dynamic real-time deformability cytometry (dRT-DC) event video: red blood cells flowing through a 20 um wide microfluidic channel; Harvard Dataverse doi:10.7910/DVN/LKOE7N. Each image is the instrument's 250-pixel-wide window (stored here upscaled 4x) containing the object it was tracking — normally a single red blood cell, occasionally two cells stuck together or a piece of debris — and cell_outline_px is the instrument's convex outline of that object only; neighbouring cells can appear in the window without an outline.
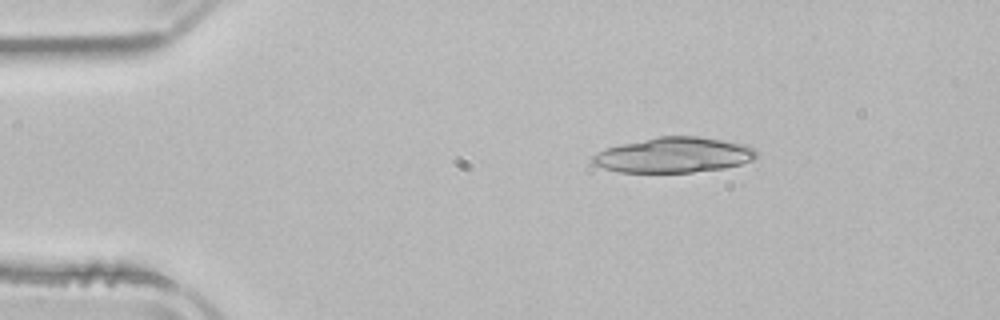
{"species": "common noctule bat (a hibernating species)", "species_latin": "Nyctalus noctula", "temperature_condition": "room temperature", "stored_images_in_passage": 5, "segment_of_instrument_passage": [2, 2], "camera_frame_rate_fps": 3000, "um_per_image_px": 0.085, "animal": {"sex": "male", "body_mass_g": 21.5, "forearm_length_mm": 52.0}, "frame": {"image": 1, "passage_image": 5, "time_ms": 6.0, "image_size_px": [1000, 320], "cell_outline_px": [[756, 156], [752, 160], [740, 164], [724, 168], [692, 172], [620, 172], [604, 168], [592, 164], [592, 156], [596, 152], [604, 148], [620, 144], [656, 136], [696, 136], [748, 144], [756, 148]], "centroid_in_image_um": [57.26, 13.16], "position_along_channel_um": 27.7, "area_um2": 33.87}}